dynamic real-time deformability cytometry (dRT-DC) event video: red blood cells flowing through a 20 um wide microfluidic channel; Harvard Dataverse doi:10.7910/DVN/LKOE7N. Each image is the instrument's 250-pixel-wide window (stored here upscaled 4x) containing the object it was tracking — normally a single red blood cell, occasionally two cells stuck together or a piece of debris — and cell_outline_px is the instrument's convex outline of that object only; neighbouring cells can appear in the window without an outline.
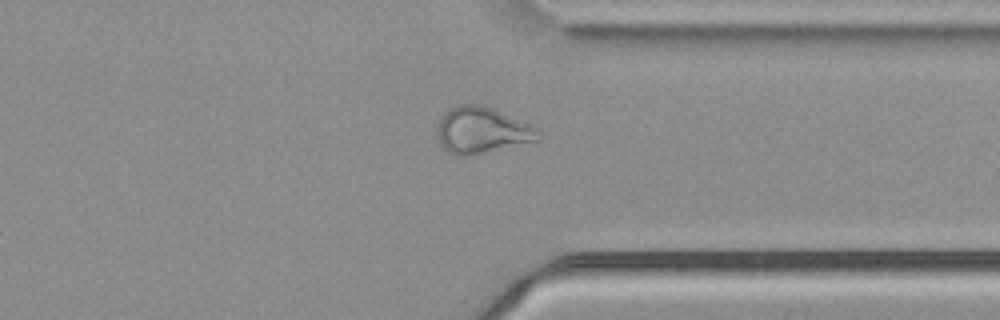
{"species": "common noctule bat (a hibernating species)", "species_latin": "Nyctalus noctula", "temperature_condition": "cold", "stored_images_in_passage": 39, "camera_frame_rate_fps": 3000, "um_per_image_px": 0.085, "animal": {"sex": "male", "body_mass_g": 21.5, "forearm_length_mm": 52.0}, "frame": {"image": 1, "passage_image": 27, "time_ms": 8.667, "image_size_px": [1000, 320], "cell_outline_px": [[540, 140], [468, 156], [456, 156], [448, 152], [440, 144], [436, 132], [436, 128], [440, 116], [448, 108], [456, 104], [480, 104], [492, 108], [532, 124], [536, 128]], "centroid_in_image_um": [40.91, 11.06], "position_along_channel_um": 370.5, "area_um2": 27.57}}
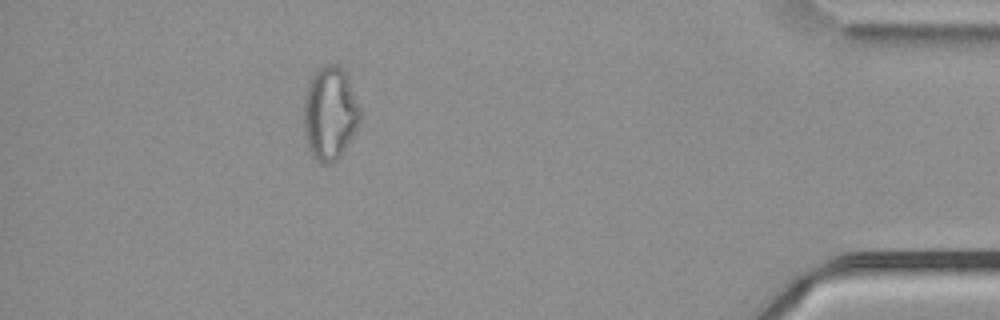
{"frame": {"image": 2, "passage_image": 34, "time_ms": 11.0, "image_size_px": [1000, 320], "cell_outline_px": [[360, 120], [352, 136], [340, 156], [336, 160], [328, 164], [320, 164], [312, 156], [308, 148], [304, 136], [304, 96], [308, 84], [312, 76], [324, 64], [336, 64], [344, 72], [360, 108]], "centroid_in_image_um": [28.01, 9.67], "position_along_channel_um": 407.2, "area_um2": 30.35}, "authors_computed_cell_mechanics": {"area_um2": 26.4724, "velocity_mm_per_s": 3.7618, "shape_relaxation_time_tau1_ms": null, "shape_relaxation_time_tau2_ms": 1.6449, "deformation_change_tau1": null, "deformation_change_tau2": 0.0869}}